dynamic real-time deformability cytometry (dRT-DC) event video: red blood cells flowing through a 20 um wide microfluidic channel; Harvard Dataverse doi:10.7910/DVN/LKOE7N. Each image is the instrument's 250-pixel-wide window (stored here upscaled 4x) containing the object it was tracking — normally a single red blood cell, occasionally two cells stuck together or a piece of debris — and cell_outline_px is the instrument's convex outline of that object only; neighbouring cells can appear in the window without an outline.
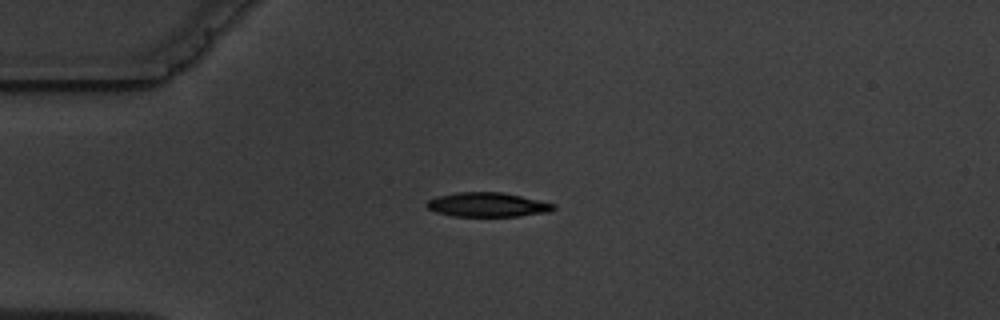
{"species": "common noctule bat (a hibernating species)", "species_latin": "Nyctalus noctula", "temperature_condition": "warm", "stored_images_in_passage": 5, "camera_frame_rate_fps": 3000, "um_per_image_px": 0.085, "animal": {"sex": "male", "body_mass_g": 19.5, "forearm_length_mm": 54.6}, "frame": {"image": 1, "passage_image": 4, "time_ms": 3.667, "image_size_px": [1000, 320], "cell_outline_px": [[556, 208], [548, 212], [520, 216], [452, 216], [436, 212], [428, 208], [424, 204], [428, 200], [436, 196], [456, 192], [504, 192], [556, 204]], "centroid_in_image_um": [41.42, 17.39], "position_along_channel_um": 43.6, "area_um2": 18.09}}